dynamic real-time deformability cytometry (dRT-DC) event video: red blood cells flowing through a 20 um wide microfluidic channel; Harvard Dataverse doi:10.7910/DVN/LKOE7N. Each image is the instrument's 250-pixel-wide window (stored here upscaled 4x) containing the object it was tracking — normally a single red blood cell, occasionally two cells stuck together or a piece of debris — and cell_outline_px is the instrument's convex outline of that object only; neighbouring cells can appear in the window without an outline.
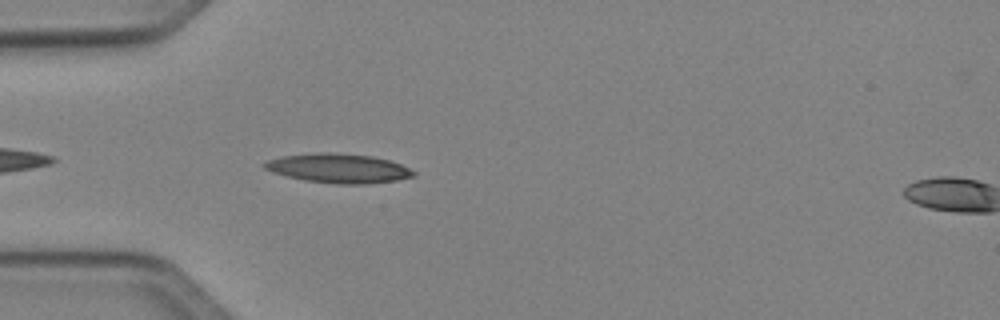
{"species": "Egyptian fruit bat (a non-hibernating species)", "species_latin": "Rousettus aegyptiacus", "temperature_condition": "cold", "stored_images_in_passage": 5, "segment_of_instrument_passage": [1, 2], "camera_frame_rate_fps": 3000, "um_per_image_px": 0.085, "animal": {"sex": "female"}, "frame": {"image": 1, "passage_image": 4, "time_ms": 3.667, "image_size_px": [1000, 320], "cell_outline_px": [[416, 172], [412, 176], [396, 180], [364, 184], [340, 184], [304, 180], [272, 172], [264, 168], [260, 164], [268, 160], [280, 156], [316, 152], [328, 152], [372, 156], [388, 160], [400, 164]], "centroid_in_image_um": [28.71, 14.29], "position_along_channel_um": 56.3, "area_um2": 25.26}}